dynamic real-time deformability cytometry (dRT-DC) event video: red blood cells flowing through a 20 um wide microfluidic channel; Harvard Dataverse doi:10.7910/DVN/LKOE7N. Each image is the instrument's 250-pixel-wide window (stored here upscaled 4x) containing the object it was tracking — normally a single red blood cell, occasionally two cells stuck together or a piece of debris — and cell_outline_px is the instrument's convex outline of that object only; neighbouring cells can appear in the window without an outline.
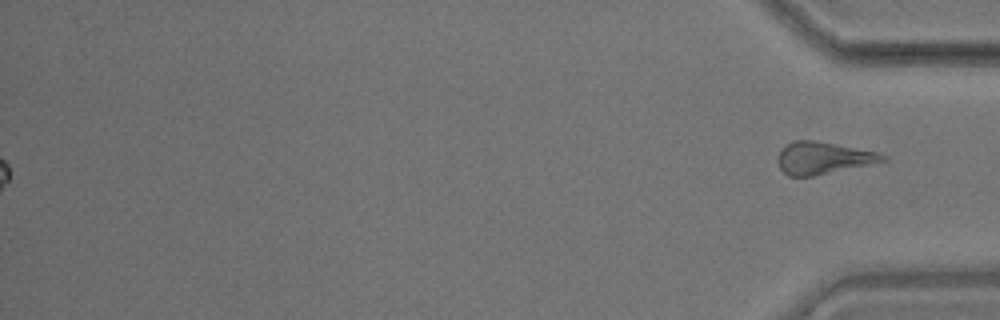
{"species": "common noctule bat (a hibernating species)", "species_latin": "Nyctalus noctula", "temperature_condition": "room temperature", "stored_images_in_passage": 57, "segment_of_instrument_passage": [2, 2], "camera_frame_rate_fps": 3000, "um_per_image_px": 0.085, "animal": {"sex": "male", "body_mass_g": 17.9}, "frame": {"image": 1, "passage_image": 57, "time_ms": 18.667, "image_size_px": [1000, 320], "cell_outline_px": [[888, 160], [812, 176], [788, 176], [780, 168], [776, 160], [780, 148], [784, 144], [792, 140], [812, 140], [880, 152], [888, 156]], "centroid_in_image_um": [69.92, 13.41], "position_along_channel_um": 365.3, "area_um2": 19.71}}